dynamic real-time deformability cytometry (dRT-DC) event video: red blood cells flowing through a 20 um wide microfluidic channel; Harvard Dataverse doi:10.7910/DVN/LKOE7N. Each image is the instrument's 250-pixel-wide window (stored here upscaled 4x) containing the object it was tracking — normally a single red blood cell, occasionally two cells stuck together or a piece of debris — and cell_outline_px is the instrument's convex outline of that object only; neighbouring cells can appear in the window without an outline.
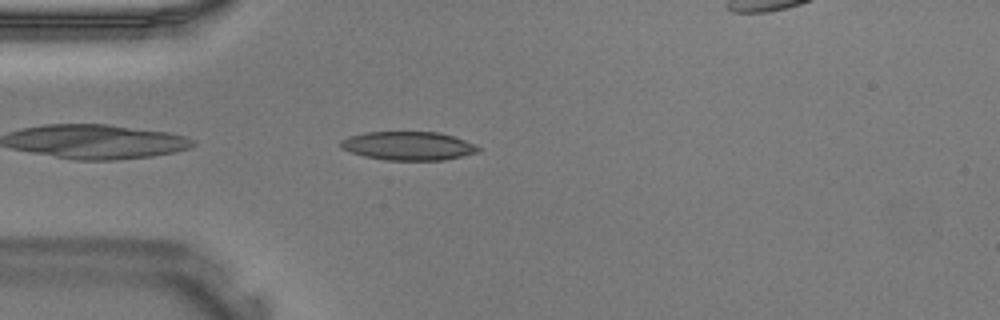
{"species": "Egyptian fruit bat (a non-hibernating species)", "species_latin": "Rousettus aegyptiacus", "temperature_condition": "warm", "stored_images_in_passage": 32, "camera_frame_rate_fps": 3000, "um_per_image_px": 0.085, "animal": {"sex": "male"}, "frame": {"image": 1, "passage_image": 2, "time_ms": 0.333, "image_size_px": [1000, 320], "cell_outline_px": [[480, 152], [444, 160], [388, 160], [364, 156], [340, 148], [340, 140], [348, 136], [364, 132], [440, 132], [476, 144], [480, 148]], "centroid_in_image_um": [34.7, 12.39], "position_along_channel_um": 50.3, "area_um2": 23.0}}
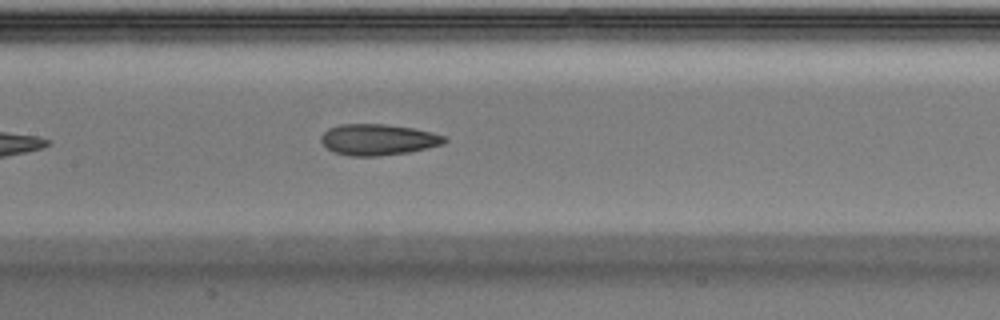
{"frame": {"image": 2, "passage_image": 10, "time_ms": 3.0, "image_size_px": [1000, 320], "cell_outline_px": [[448, 140], [444, 144], [428, 148], [408, 152], [376, 156], [348, 156], [336, 152], [328, 148], [320, 140], [320, 136], [328, 128], [340, 124], [384, 124], [412, 128], [432, 132], [444, 136]], "centroid_in_image_um": [32.14, 11.86], "position_along_channel_um": 175.3, "area_um2": 22.31}}
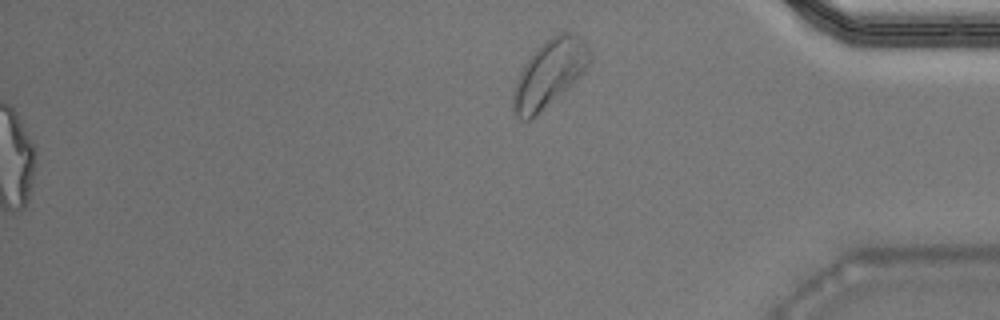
{"frame": {"image": 3, "passage_image": 32, "time_ms": 10.333, "image_size_px": [1000, 320], "cell_outline_px": [[588, 64], [584, 72], [528, 120], [520, 120], [516, 116], [512, 108], [512, 96], [516, 80], [524, 64], [536, 48], [544, 40], [560, 32], [572, 32], [588, 48]], "centroid_in_image_um": [46.62, 6.21], "position_along_channel_um": 388.6, "area_um2": 28.73}}